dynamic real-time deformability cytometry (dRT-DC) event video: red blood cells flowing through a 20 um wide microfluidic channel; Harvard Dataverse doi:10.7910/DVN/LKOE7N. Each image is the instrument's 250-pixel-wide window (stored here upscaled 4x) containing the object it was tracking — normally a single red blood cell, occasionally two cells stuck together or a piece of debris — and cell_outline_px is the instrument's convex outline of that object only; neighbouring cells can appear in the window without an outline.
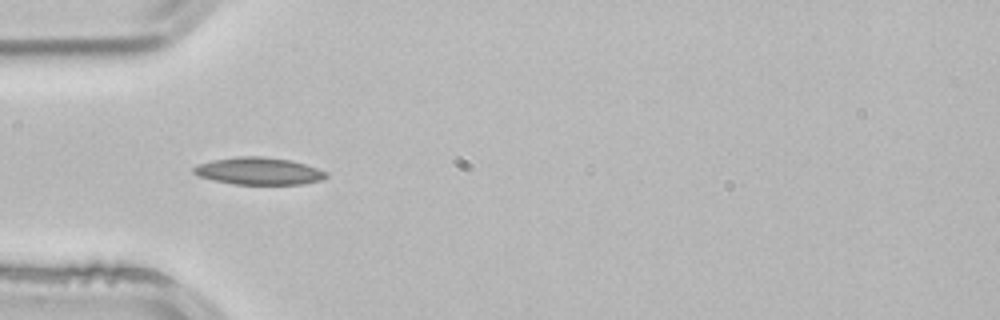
{"species": "common noctule bat (a hibernating species)", "species_latin": "Nyctalus noctula", "temperature_condition": "room temperature", "stored_images_in_passage": 4, "camera_frame_rate_fps": 3000, "um_per_image_px": 0.085, "animal": {"sex": "male", "body_mass_g": 21.5, "forearm_length_mm": 52.0}, "frame": {"image": 1, "passage_image": 3, "time_ms": 0.667, "image_size_px": [1000, 320], "cell_outline_px": [[328, 176], [324, 180], [300, 184], [232, 184], [212, 180], [200, 176], [192, 172], [192, 168], [196, 164], [212, 160], [236, 156], [260, 156], [292, 160], [328, 172]], "centroid_in_image_um": [21.98, 14.54], "position_along_channel_um": 63.0, "area_um2": 21.21}}